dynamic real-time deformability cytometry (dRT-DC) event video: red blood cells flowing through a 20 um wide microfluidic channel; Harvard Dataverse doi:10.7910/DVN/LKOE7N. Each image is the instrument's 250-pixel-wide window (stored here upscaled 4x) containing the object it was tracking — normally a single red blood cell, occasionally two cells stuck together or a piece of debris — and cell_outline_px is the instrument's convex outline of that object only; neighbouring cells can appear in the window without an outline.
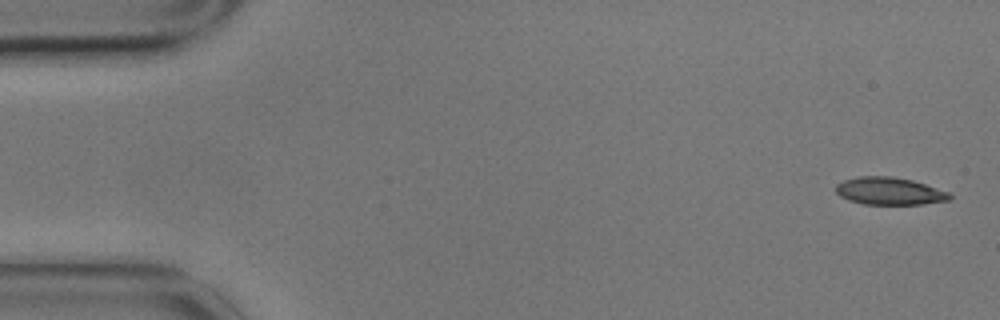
{"species": "common noctule bat (a hibernating species)", "species_latin": "Nyctalus noctula", "temperature_condition": "cold", "stored_images_in_passage": 5, "camera_frame_rate_fps": 3000, "um_per_image_px": 0.085, "animal": {"sex": "male", "body_mass_g": 17.9}, "frame": {"image": 1, "passage_image": 1, "time_ms": 0.0, "image_size_px": [1000, 320], "cell_outline_px": [[952, 196], [948, 200], [924, 204], [864, 204], [848, 200], [840, 196], [836, 192], [836, 184], [844, 180], [860, 176], [892, 176], [912, 180], [948, 192]], "centroid_in_image_um": [75.57, 16.24], "position_along_channel_um": 9.4, "area_um2": 18.09}}